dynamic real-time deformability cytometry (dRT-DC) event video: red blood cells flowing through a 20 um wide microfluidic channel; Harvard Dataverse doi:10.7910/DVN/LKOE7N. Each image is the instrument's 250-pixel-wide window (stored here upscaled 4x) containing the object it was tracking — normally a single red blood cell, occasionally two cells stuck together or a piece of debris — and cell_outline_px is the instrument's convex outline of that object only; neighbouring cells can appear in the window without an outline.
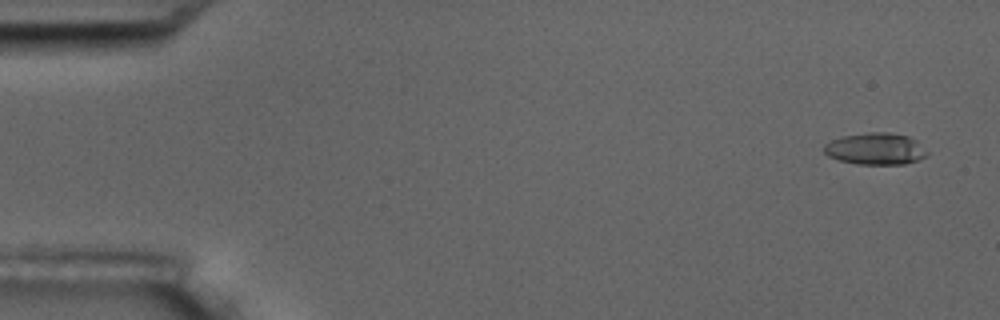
{"species": "common noctule bat (a hibernating species)", "species_latin": "Nyctalus noctula", "temperature_condition": "room temperature", "stored_images_in_passage": 5, "camera_frame_rate_fps": 3000, "um_per_image_px": 0.085, "animal": {"sex": "male", "body_mass_g": 17.5, "forearm_length_mm": 52.3}, "frame": {"image": 1, "passage_image": 1, "time_ms": 0.0, "image_size_px": [1000, 320], "cell_outline_px": [[928, 152], [924, 156], [916, 160], [904, 164], [860, 164], [840, 160], [828, 156], [824, 152], [824, 144], [832, 140], [844, 136], [868, 132], [888, 132], [908, 136], [916, 140]], "centroid_in_image_um": [74.41, 12.64], "position_along_channel_um": 10.6, "area_um2": 18.84}}
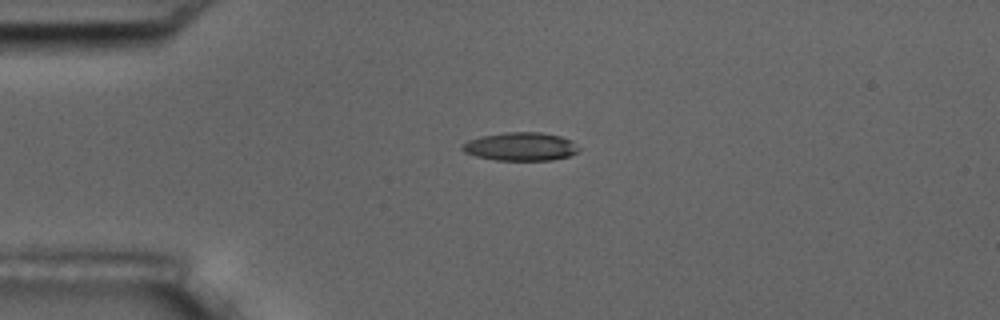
{"frame": {"image": 2, "passage_image": 4, "time_ms": 3.667, "image_size_px": [1000, 320], "cell_outline_px": [[580, 148], [576, 152], [568, 156], [552, 160], [496, 160], [476, 156], [464, 152], [460, 148], [460, 144], [468, 140], [480, 136], [504, 132], [540, 132], [560, 136], [572, 140]], "centroid_in_image_um": [44.22, 12.45], "position_along_channel_um": 40.8, "area_um2": 19.36}}